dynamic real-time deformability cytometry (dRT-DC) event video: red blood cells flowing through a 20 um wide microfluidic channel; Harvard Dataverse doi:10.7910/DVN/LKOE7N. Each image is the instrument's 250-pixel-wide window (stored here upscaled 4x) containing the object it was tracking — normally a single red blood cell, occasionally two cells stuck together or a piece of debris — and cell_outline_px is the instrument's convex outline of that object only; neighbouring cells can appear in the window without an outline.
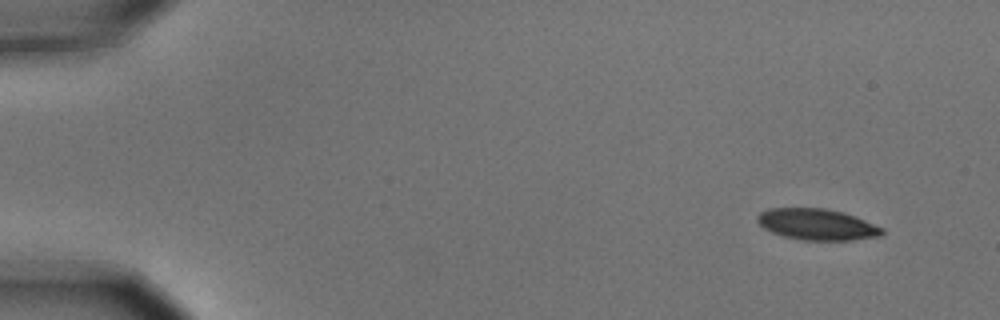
{"species": "common noctule bat (a hibernating species)", "species_latin": "Nyctalus noctula", "temperature_condition": "cold", "stored_images_in_passage": 7, "camera_frame_rate_fps": 3000, "um_per_image_px": 0.085, "animal": {"sex": "male", "body_mass_g": 15.6}, "frame": {"image": 1, "passage_image": 1, "time_ms": 0.0, "image_size_px": [1000, 320], "cell_outline_px": [[884, 232], [880, 236], [852, 240], [804, 240], [784, 236], [772, 232], [764, 228], [756, 220], [756, 216], [760, 212], [768, 208], [824, 208], [840, 212], [864, 220], [884, 228]], "centroid_in_image_um": [69.42, 19.07], "position_along_channel_um": 15.6, "area_um2": 22.48}}
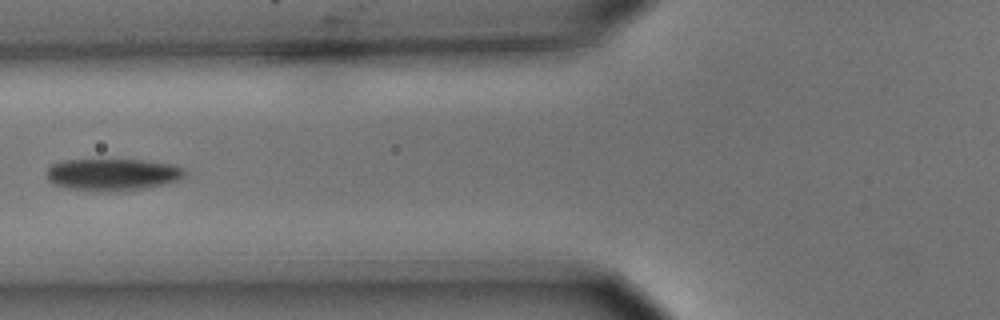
{"frame": {"image": 2, "passage_image": 6, "time_ms": 1.667, "image_size_px": [1000, 320], "cell_outline_px": [[188, 172], [184, 176], [176, 180], [164, 184], [144, 188], [116, 192], [96, 192], [68, 188], [52, 184], [48, 180], [48, 168], [52, 164], [64, 160], [144, 160], [176, 164], [184, 168]], "centroid_in_image_um": [9.59, 14.84], "position_along_channel_um": 116.2, "area_um2": 26.07}}
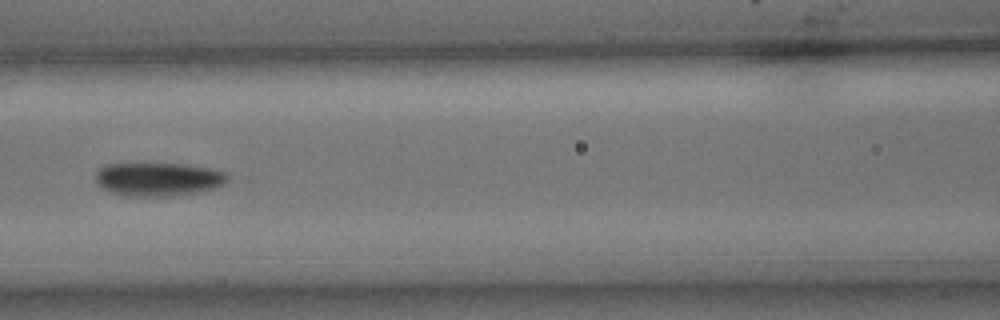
{"frame": {"image": 3, "passage_image": 7, "time_ms": 2.0, "image_size_px": [1000, 320], "cell_outline_px": [[228, 180], [224, 184], [216, 188], [200, 192], [172, 196], [124, 196], [108, 192], [100, 188], [96, 180], [96, 172], [100, 168], [108, 164], [184, 164], [216, 168], [224, 172], [228, 176]], "centroid_in_image_um": [13.47, 15.24], "position_along_channel_um": 153.1, "area_um2": 26.13}}